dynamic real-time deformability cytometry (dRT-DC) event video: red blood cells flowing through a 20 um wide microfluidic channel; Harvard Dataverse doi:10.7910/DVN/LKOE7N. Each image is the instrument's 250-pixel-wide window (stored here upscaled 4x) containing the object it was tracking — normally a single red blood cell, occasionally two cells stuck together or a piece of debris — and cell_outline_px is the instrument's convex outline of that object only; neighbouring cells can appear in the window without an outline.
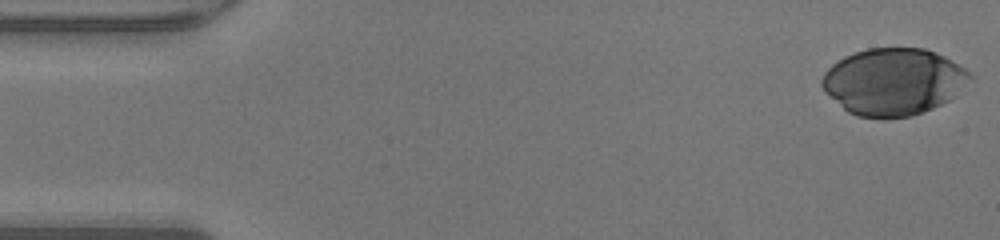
{"species": "human", "species_latin": "Homo sapiens", "temperature_condition": "warm", "stored_images_in_passage": 41, "camera_frame_rate_fps": 3000, "um_per_image_px": 0.085, "donor": {"sex": "male"}, "frame": {"image": 1, "passage_image": 1, "time_ms": 0.0, "image_size_px": [1000, 240], "cell_outline_px": [[972, 76], [956, 96], [932, 108], [912, 116], [856, 116], [848, 112], [824, 92], [820, 84], [820, 80], [824, 72], [832, 64], [844, 56], [868, 48], [924, 48], [944, 56], [952, 60], [964, 68]], "centroid_in_image_um": [75.91, 6.92], "position_along_channel_um": 9.1, "area_um2": 57.22}}
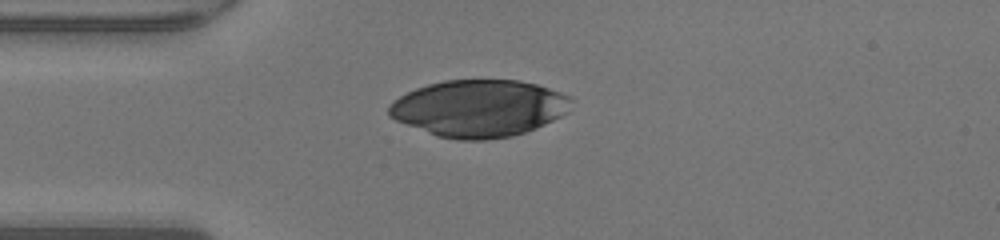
{"frame": {"image": 2, "passage_image": 12, "time_ms": 3.667, "image_size_px": [1000, 240], "cell_outline_px": [[572, 100], [568, 112], [536, 128], [512, 136], [488, 140], [456, 140], [436, 136], [396, 120], [388, 116], [388, 104], [392, 100], [416, 88], [428, 84], [444, 80], [516, 80], [536, 84], [560, 92], [568, 96]], "centroid_in_image_um": [40.68, 9.21], "position_along_channel_um": 44.3, "area_um2": 60.57}}